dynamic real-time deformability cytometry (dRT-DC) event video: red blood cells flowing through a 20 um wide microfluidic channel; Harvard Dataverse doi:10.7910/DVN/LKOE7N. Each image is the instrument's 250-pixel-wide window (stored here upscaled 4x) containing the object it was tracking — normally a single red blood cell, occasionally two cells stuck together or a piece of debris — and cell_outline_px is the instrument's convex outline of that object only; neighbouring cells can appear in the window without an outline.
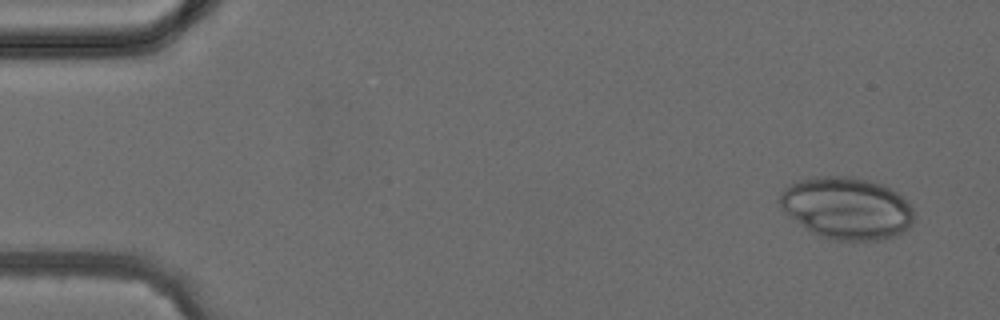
{"species": "common noctule bat (a hibernating species)", "species_latin": "Nyctalus noctula", "temperature_condition": "cold", "stored_images_in_passage": 4, "camera_frame_rate_fps": 3000, "um_per_image_px": 0.085, "animal": {"sex": "female", "body_mass_g": 24.6, "forearm_length_mm": 56.2}, "frame": {"image": 1, "passage_image": 1, "time_ms": 0.0, "image_size_px": [1000, 320], "cell_outline_px": [[912, 220], [908, 228], [904, 232], [892, 236], [876, 240], [832, 240], [820, 236], [812, 232], [784, 212], [780, 208], [780, 196], [784, 188], [796, 180], [816, 176], [852, 176], [884, 184], [896, 192], [912, 204]], "centroid_in_image_um": [71.96, 17.67], "position_along_channel_um": 13.0, "area_um2": 48.55}}